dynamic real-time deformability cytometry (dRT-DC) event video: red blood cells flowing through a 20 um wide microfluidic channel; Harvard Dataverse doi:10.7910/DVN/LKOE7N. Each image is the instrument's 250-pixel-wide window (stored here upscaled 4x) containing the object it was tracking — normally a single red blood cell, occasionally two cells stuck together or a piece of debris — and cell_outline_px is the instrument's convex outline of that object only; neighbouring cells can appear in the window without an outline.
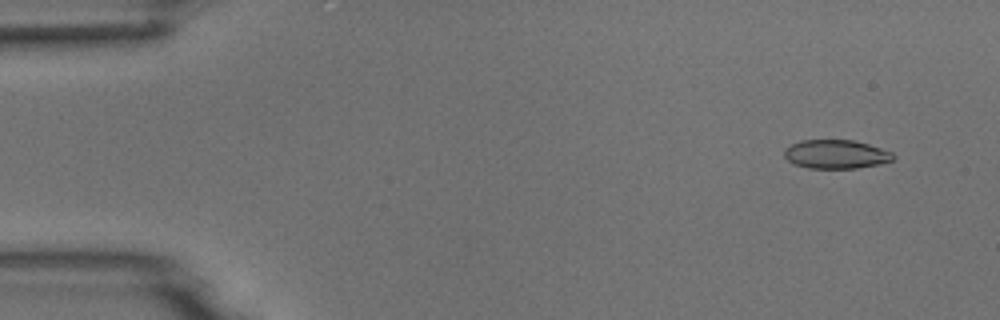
{"species": "common noctule bat (a hibernating species)", "species_latin": "Nyctalus noctula", "temperature_condition": "room temperature", "stored_images_in_passage": 5, "camera_frame_rate_fps": 3000, "um_per_image_px": 0.085, "animal": {"sex": "male", "body_mass_g": 18.8}, "frame": {"image": 1, "passage_image": 1, "time_ms": 0.0, "image_size_px": [1000, 320], "cell_outline_px": [[896, 156], [892, 160], [880, 164], [856, 168], [808, 168], [796, 164], [788, 160], [784, 156], [784, 148], [800, 140], [852, 140], [868, 144], [892, 152]], "centroid_in_image_um": [71.06, 13.1], "position_along_channel_um": 13.9, "area_um2": 18.21}}
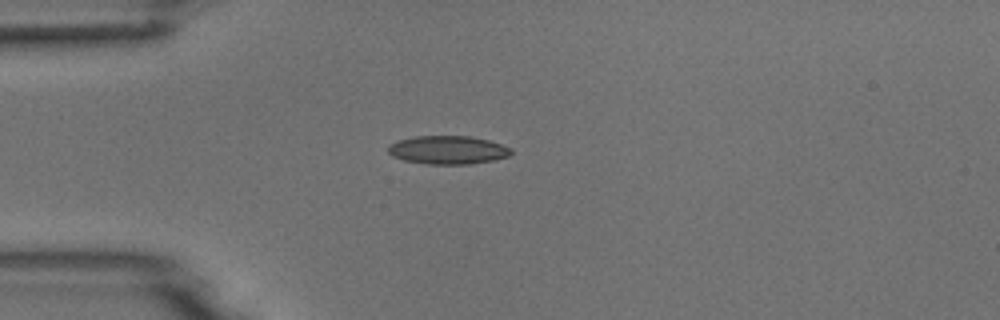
{"frame": {"image": 2, "passage_image": 4, "time_ms": 3.333, "image_size_px": [1000, 320], "cell_outline_px": [[512, 152], [508, 156], [492, 160], [468, 164], [428, 164], [404, 160], [392, 156], [388, 152], [388, 144], [412, 136], [468, 136], [488, 140], [512, 148]], "centroid_in_image_um": [38.04, 12.74], "position_along_channel_um": 47.0, "area_um2": 20.23}}